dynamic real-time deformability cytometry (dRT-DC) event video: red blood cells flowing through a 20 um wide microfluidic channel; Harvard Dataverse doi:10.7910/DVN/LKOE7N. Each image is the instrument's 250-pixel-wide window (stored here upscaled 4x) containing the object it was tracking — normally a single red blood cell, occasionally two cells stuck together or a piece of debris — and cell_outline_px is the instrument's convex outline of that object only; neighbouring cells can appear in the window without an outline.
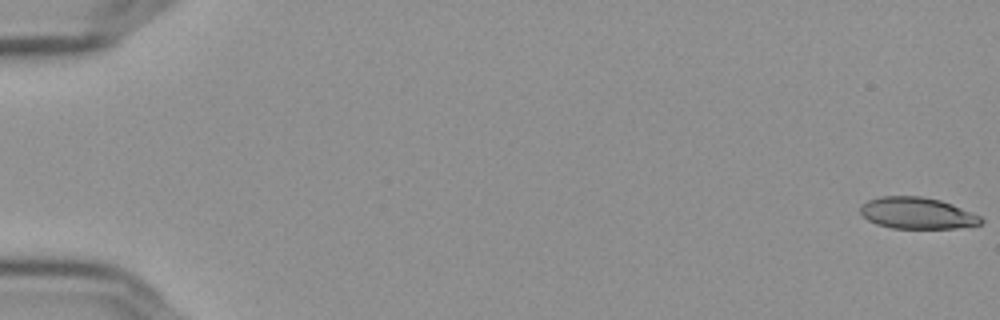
{"species": "Egyptian fruit bat (a non-hibernating species)", "species_latin": "Rousettus aegyptiacus", "temperature_condition": "cold", "stored_images_in_passage": 57, "camera_frame_rate_fps": 3000, "um_per_image_px": 0.085, "frame": {"image": 1, "passage_image": 1, "time_ms": 0.0, "image_size_px": [1000, 320], "cell_outline_px": [[984, 220], [980, 224], [956, 228], [892, 228], [876, 224], [868, 220], [860, 212], [860, 208], [868, 200], [880, 196], [920, 196], [940, 200], [952, 204], [980, 216]], "centroid_in_image_um": [77.95, 18.11], "position_along_channel_um": 7.1, "area_um2": 21.96}}
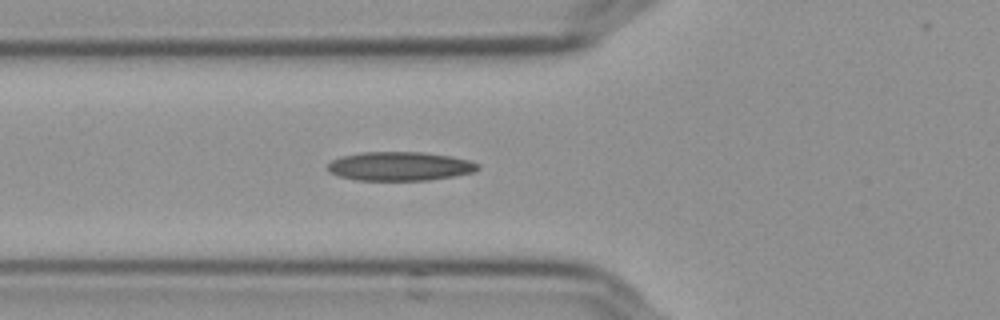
{"frame": {"image": 2, "passage_image": 22, "time_ms": 7.0, "image_size_px": [1000, 320], "cell_outline_px": [[480, 168], [476, 172], [428, 180], [356, 180], [340, 176], [328, 172], [328, 164], [332, 160], [344, 156], [364, 152], [424, 152], [452, 156], [468, 160], [480, 164]], "centroid_in_image_um": [34.03, 14.13], "position_along_channel_um": 91.8, "area_um2": 25.26}}
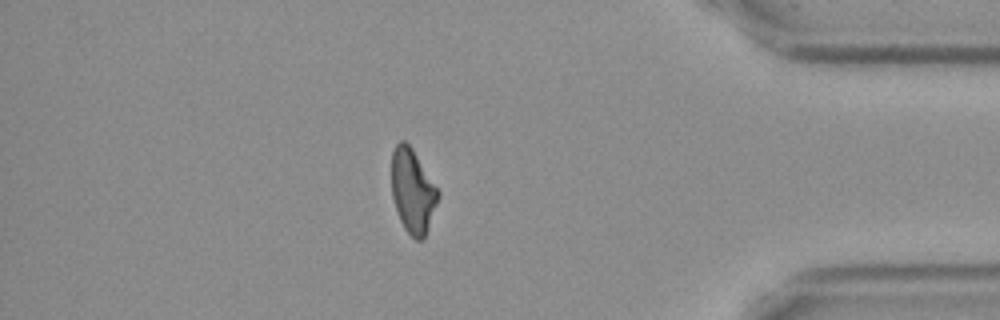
{"frame": {"image": 3, "passage_image": 50, "time_ms": 16.333, "image_size_px": [1000, 320], "cell_outline_px": [[440, 196], [424, 240], [416, 240], [404, 228], [400, 220], [392, 196], [392, 152], [396, 144], [400, 140], [404, 140], [412, 148], [440, 192]], "centroid_in_image_um": [35.09, 16.25], "position_along_channel_um": 400.1, "area_um2": 22.72}, "authors_computed_cell_mechanics": {"area_um2": 23.7558, "velocity_mm_per_s": 3.626, "shape_relaxation_time_tau1_ms": null, "shape_relaxation_time_tau2_ms": 3.3573, "deformation_change_tau1": null, "deformation_change_tau2": 0.1265}}